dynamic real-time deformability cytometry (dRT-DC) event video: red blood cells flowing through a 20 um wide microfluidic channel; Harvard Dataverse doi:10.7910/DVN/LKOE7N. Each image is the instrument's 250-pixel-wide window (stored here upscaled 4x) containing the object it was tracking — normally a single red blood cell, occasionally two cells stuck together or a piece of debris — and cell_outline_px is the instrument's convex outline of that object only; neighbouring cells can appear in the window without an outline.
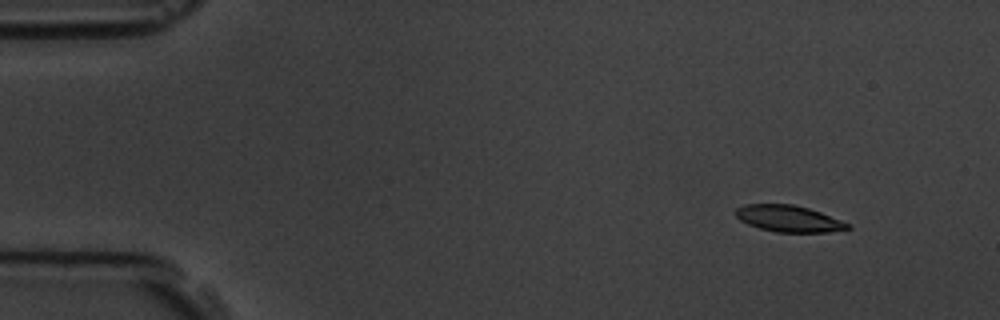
{"species": "common noctule bat (a hibernating species)", "species_latin": "Nyctalus noctula", "temperature_condition": "room temperature", "stored_images_in_passage": 5, "camera_frame_rate_fps": 3000, "um_per_image_px": 0.085, "animal": {"sex": "male", "body_mass_g": 19.5, "forearm_length_mm": 54.6}, "frame": {"image": 1, "passage_image": 2, "time_ms": 1.0, "image_size_px": [1000, 320], "cell_outline_px": [[852, 228], [828, 232], [776, 232], [760, 228], [748, 224], [740, 220], [736, 216], [736, 208], [744, 204], [792, 204], [808, 208], [820, 212], [852, 224]], "centroid_in_image_um": [67.06, 18.58], "position_along_channel_um": 17.9, "area_um2": 17.28}}
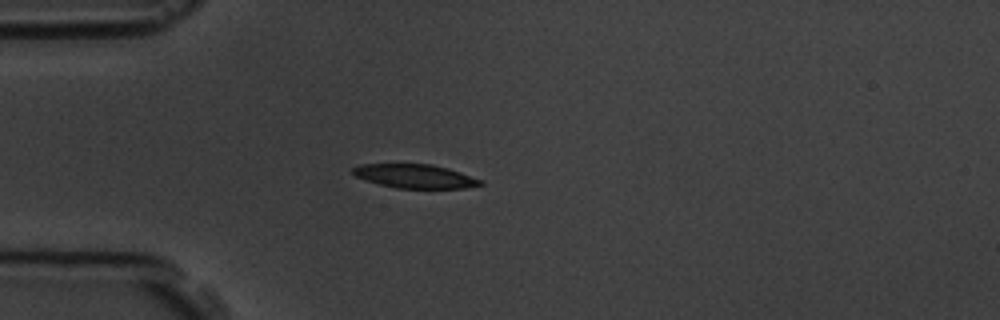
{"frame": {"image": 2, "passage_image": 4, "time_ms": 4.333, "image_size_px": [1000, 320], "cell_outline_px": [[484, 184], [464, 188], [396, 188], [364, 180], [356, 176], [352, 172], [352, 168], [360, 164], [432, 164], [448, 168], [484, 180]], "centroid_in_image_um": [35.29, 14.97], "position_along_channel_um": 49.7, "area_um2": 17.74}}